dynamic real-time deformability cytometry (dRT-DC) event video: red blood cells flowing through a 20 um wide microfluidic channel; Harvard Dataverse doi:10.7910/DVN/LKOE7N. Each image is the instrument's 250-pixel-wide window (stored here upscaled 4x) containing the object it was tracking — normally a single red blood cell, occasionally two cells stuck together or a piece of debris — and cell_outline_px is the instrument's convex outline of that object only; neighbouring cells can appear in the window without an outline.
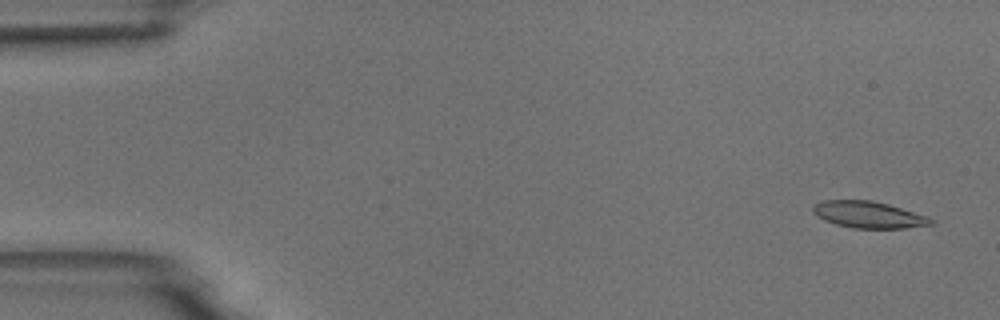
{"species": "common noctule bat (a hibernating species)", "species_latin": "Nyctalus noctula", "temperature_condition": "room temperature", "stored_images_in_passage": 55, "camera_frame_rate_fps": 3000, "um_per_image_px": 0.085, "animal": {"sex": "male", "body_mass_g": 18.8}, "frame": {"image": 1, "passage_image": 3, "time_ms": 0.667, "image_size_px": [1000, 320], "cell_outline_px": [[936, 220], [932, 224], [904, 228], [852, 228], [836, 224], [824, 220], [816, 216], [812, 212], [812, 204], [820, 200], [872, 200], [888, 204], [928, 216]], "centroid_in_image_um": [73.79, 18.24], "position_along_channel_um": 11.2, "area_um2": 18.5}}
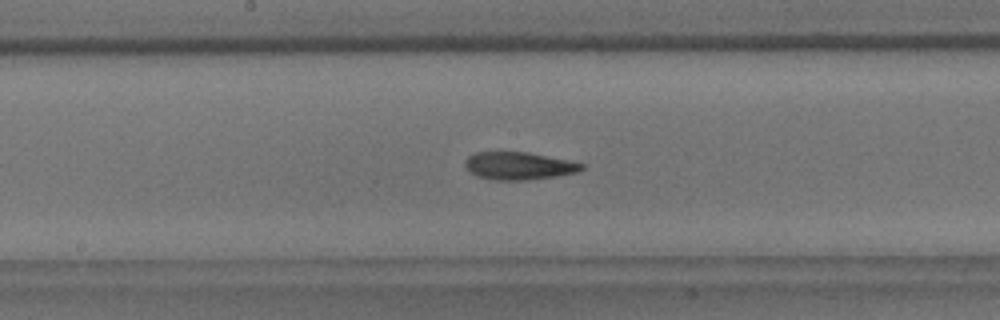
{"frame": {"image": 2, "passage_image": 29, "time_ms": 9.333, "image_size_px": [1000, 320], "cell_outline_px": [[584, 168], [576, 172], [556, 176], [524, 180], [496, 180], [476, 176], [464, 168], [464, 160], [468, 156], [476, 152], [528, 152], [568, 160], [584, 164]], "centroid_in_image_um": [44.04, 14.09], "position_along_channel_um": 204.2, "area_um2": 18.79}}
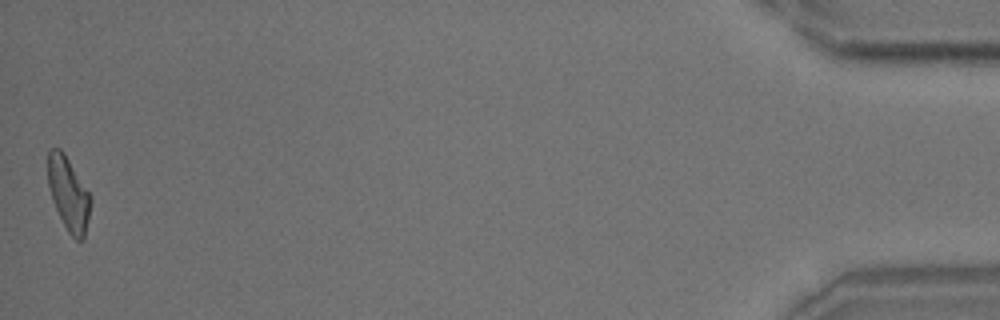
{"frame": {"image": 3, "passage_image": 55, "time_ms": 18.0, "image_size_px": [1000, 320], "cell_outline_px": [[92, 200], [84, 240], [76, 240], [68, 232], [52, 200], [48, 184], [48, 152], [52, 148], [60, 148], [64, 152], [92, 196]], "centroid_in_image_um": [5.84, 16.47], "position_along_channel_um": 429.4, "area_um2": 18.32}, "authors_computed_cell_mechanics": {"area_um2": 18.9006, "velocity_mm_per_s": 3.6899, "shape_relaxation_time_tau1_ms": 7.4548, "shape_relaxation_time_tau2_ms": 4.6502, "deformation_change_tau1": 0.1897, "deformation_change_tau2": 0.1376}}